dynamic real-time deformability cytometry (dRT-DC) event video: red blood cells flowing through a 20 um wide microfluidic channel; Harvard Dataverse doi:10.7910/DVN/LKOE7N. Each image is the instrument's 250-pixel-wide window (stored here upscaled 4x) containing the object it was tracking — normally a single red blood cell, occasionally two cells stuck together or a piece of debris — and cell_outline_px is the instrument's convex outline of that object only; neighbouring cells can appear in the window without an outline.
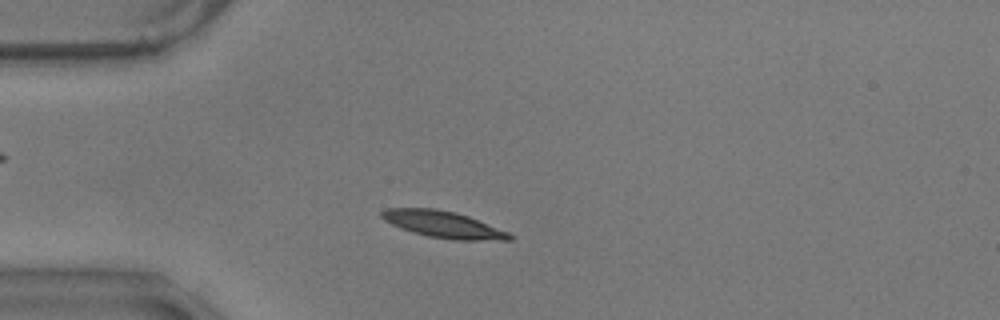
{"species": "common noctule bat (a hibernating species)", "species_latin": "Nyctalus noctula", "temperature_condition": "warm", "stored_images_in_passage": 51, "camera_frame_rate_fps": 3000, "um_per_image_px": 0.085, "animal": {"sex": "male", "body_mass_g": 17.9}, "frame": {"image": 1, "passage_image": 8, "time_ms": 2.333, "image_size_px": [1000, 320], "cell_outline_px": [[516, 236], [512, 240], [456, 240], [428, 236], [412, 232], [392, 224], [384, 220], [380, 216], [380, 212], [388, 208], [436, 208], [456, 212], [468, 216], [508, 232]], "centroid_in_image_um": [37.69, 19.07], "position_along_channel_um": 47.3, "area_um2": 19.83}}
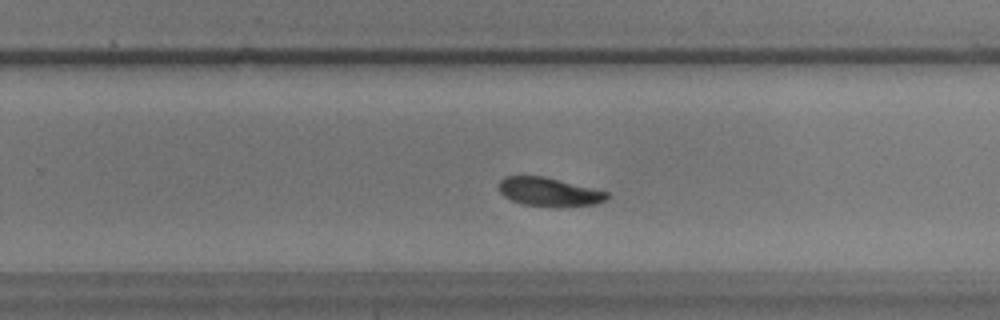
{"frame": {"image": 2, "passage_image": 30, "time_ms": 9.667, "image_size_px": [1000, 320], "cell_outline_px": [[608, 196], [604, 200], [596, 204], [560, 208], [556, 208], [524, 204], [512, 200], [504, 196], [500, 192], [500, 180], [504, 176], [544, 176], [608, 192]], "centroid_in_image_um": [46.67, 16.33], "position_along_channel_um": 283.1, "area_um2": 18.09}}
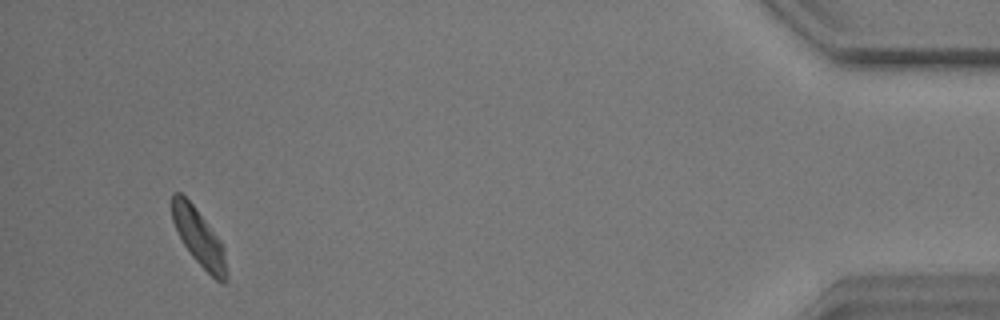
{"frame": {"image": 3, "passage_image": 48, "time_ms": 15.667, "image_size_px": [1000, 320], "cell_outline_px": [[228, 280], [224, 284], [220, 284], [192, 256], [184, 244], [172, 220], [172, 192], [180, 192], [192, 204], [224, 244], [228, 272]], "centroid_in_image_um": [16.96, 20.24], "position_along_channel_um": 418.2, "area_um2": 18.03}, "authors_computed_cell_mechanics": {"area_um2": 18.6694, "velocity_mm_per_s": 3.4357, "shape_relaxation_time_tau1_ms": 3.6013, "shape_relaxation_time_tau2_ms": 4.7565, "deformation_change_tau1": 0.1141, "deformation_change_tau2": 0.0879}}